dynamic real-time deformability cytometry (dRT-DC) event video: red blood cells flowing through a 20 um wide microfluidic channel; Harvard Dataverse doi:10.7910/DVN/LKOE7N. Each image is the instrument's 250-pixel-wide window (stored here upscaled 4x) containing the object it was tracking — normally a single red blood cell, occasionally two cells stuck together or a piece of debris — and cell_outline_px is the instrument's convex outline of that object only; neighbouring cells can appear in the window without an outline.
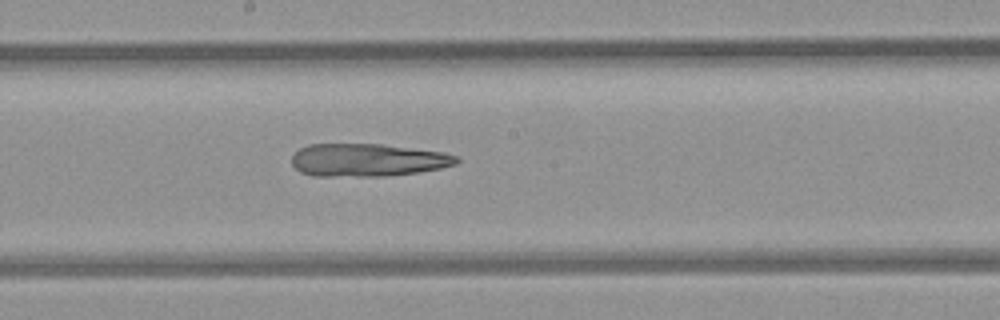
{"species": "common noctule bat (a hibernating species)", "species_latin": "Nyctalus noctula", "temperature_condition": "room temperature", "stored_images_in_passage": 9, "camera_frame_rate_fps": 3000, "um_per_image_px": 0.085, "animal": {"sex": "female", "body_mass_g": 21.9}, "frame": {"image": 1, "passage_image": 9, "time_ms": 2.667, "image_size_px": [1000, 320], "cell_outline_px": [[460, 160], [456, 164], [440, 168], [416, 172], [384, 176], [312, 176], [300, 172], [292, 164], [292, 156], [300, 148], [308, 144], [380, 144], [444, 152], [460, 156]], "centroid_in_image_um": [31.25, 13.6], "position_along_channel_um": 217.0, "area_um2": 31.56}}